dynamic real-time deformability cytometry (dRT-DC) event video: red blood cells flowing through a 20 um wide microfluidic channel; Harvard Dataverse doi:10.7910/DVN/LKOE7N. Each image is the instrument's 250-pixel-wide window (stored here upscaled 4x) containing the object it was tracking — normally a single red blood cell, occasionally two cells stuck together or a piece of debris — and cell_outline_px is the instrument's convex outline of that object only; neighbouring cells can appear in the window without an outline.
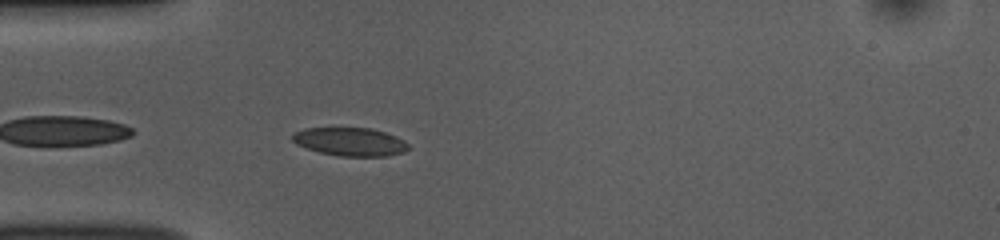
{"species": "common noctule bat (a hibernating species)", "species_latin": "Nyctalus noctula", "temperature_condition": "room temperature", "stored_images_in_passage": 26, "camera_frame_rate_fps": 3000, "um_per_image_px": 0.085, "animal": {"sex": "female", "body_mass_g": 10.0, "forearm_length_mm": 53.1}, "frame": {"image": 1, "passage_image": 2, "time_ms": 0.333, "image_size_px": [1000, 240], "cell_outline_px": [[408, 148], [404, 152], [388, 156], [340, 156], [320, 152], [296, 144], [292, 140], [292, 136], [296, 132], [304, 128], [372, 128], [396, 136], [404, 140], [408, 144]], "centroid_in_image_um": [29.78, 12.05], "position_along_channel_um": 55.2, "area_um2": 19.02}}
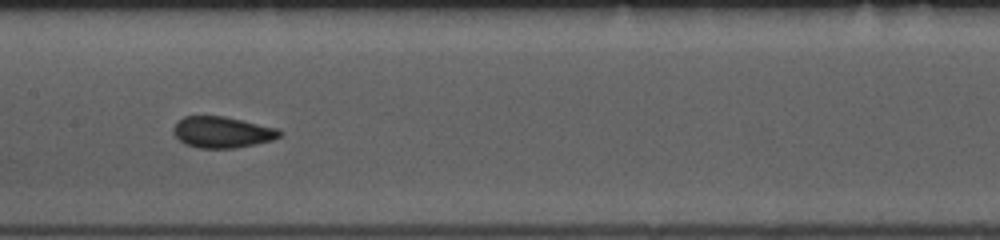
{"frame": {"image": 2, "passage_image": 13, "time_ms": 4.0, "image_size_px": [1000, 240], "cell_outline_px": [[284, 132], [280, 136], [272, 140], [256, 144], [236, 148], [200, 148], [184, 144], [172, 132], [172, 128], [184, 116], [224, 116], [276, 128]], "centroid_in_image_um": [18.88, 11.24], "position_along_channel_um": 188.5, "area_um2": 19.25}}
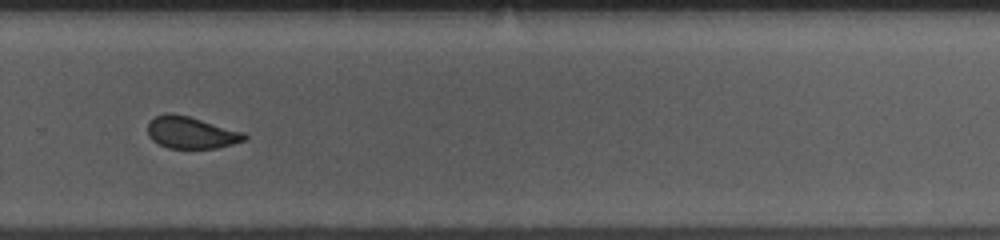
{"frame": {"image": 3, "passage_image": 23, "time_ms": 7.333, "image_size_px": [1000, 240], "cell_outline_px": [[248, 136], [244, 140], [232, 144], [216, 148], [168, 148], [152, 140], [148, 136], [148, 120], [156, 116], [168, 112], [172, 112], [188, 116], [244, 132]], "centroid_in_image_um": [16.21, 11.26], "position_along_channel_um": 313.6, "area_um2": 17.98}}